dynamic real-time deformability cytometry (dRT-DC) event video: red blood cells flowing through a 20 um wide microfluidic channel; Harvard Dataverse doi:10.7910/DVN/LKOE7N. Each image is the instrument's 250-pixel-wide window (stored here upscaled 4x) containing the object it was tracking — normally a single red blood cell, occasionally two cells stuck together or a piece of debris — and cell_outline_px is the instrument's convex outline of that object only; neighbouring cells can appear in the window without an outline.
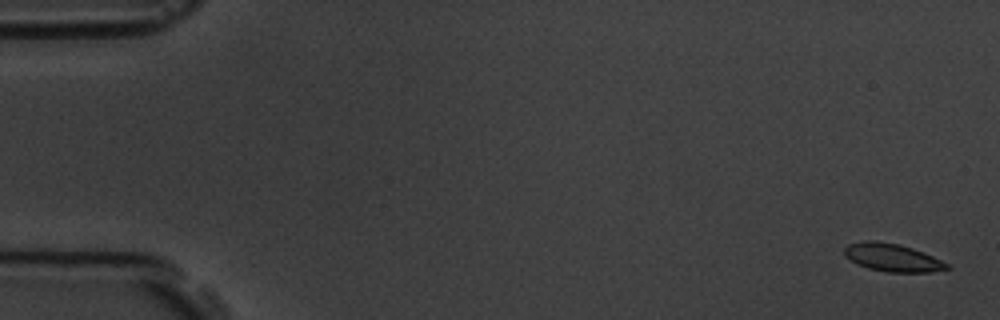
{"species": "common noctule bat (a hibernating species)", "species_latin": "Nyctalus noctula", "temperature_condition": "room temperature", "stored_images_in_passage": 7, "camera_frame_rate_fps": 3000, "um_per_image_px": 0.085, "animal": {"sex": "male", "body_mass_g": 19.5, "forearm_length_mm": 54.6}, "frame": {"image": 1, "passage_image": 1, "time_ms": 0.0, "image_size_px": [1000, 320], "cell_outline_px": [[952, 268], [932, 272], [888, 272], [868, 268], [856, 264], [844, 256], [844, 248], [848, 244], [868, 240], [876, 240], [900, 244], [924, 252], [948, 264]], "centroid_in_image_um": [75.83, 21.89], "position_along_channel_um": 9.2, "area_um2": 16.76}}
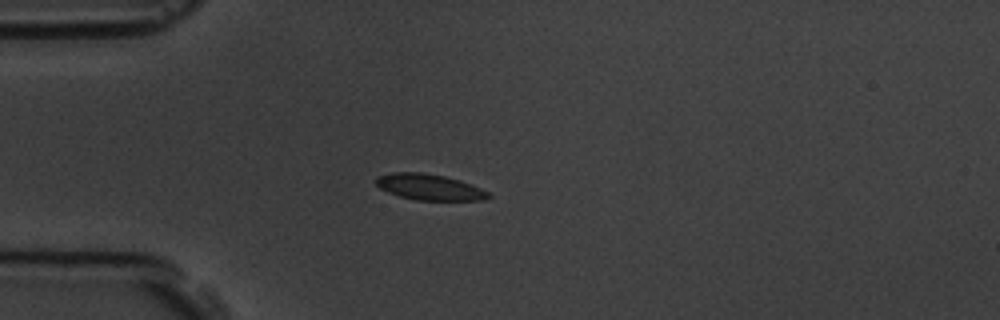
{"frame": {"image": 2, "passage_image": 5, "time_ms": 4.667, "image_size_px": [1000, 320], "cell_outline_px": [[492, 196], [480, 200], [416, 200], [400, 196], [388, 192], [380, 188], [376, 184], [376, 176], [392, 172], [420, 172], [444, 176], [460, 180], [480, 188], [488, 192]], "centroid_in_image_um": [36.47, 15.89], "position_along_channel_um": 48.5, "area_um2": 16.88}}
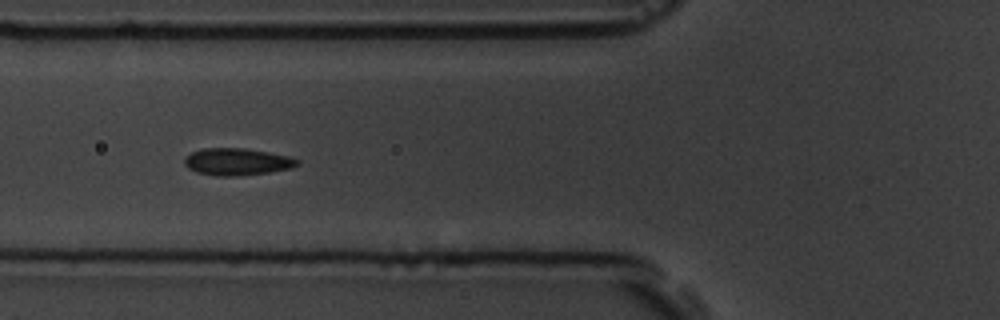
{"frame": {"image": 3, "passage_image": 7, "time_ms": 6.667, "image_size_px": [1000, 320], "cell_outline_px": [[300, 164], [292, 168], [272, 172], [236, 176], [216, 176], [196, 172], [188, 168], [184, 164], [184, 156], [192, 152], [204, 148], [244, 148], [268, 152], [288, 156], [300, 160]], "centroid_in_image_um": [20.15, 13.75], "position_along_channel_um": 105.6, "area_um2": 17.98}}